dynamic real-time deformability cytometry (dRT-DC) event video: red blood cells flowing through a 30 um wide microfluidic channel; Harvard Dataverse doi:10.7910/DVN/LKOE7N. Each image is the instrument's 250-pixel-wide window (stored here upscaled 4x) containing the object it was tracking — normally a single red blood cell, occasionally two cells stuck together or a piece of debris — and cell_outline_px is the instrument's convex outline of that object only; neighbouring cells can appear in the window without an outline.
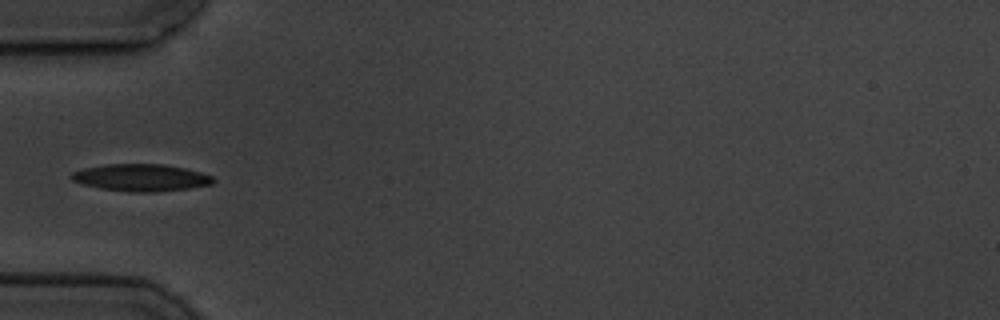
{"species": "common noctule bat (a hibernating species)", "species_latin": "Nyctalus noctula", "temperature_condition": "cold", "stored_images_in_passage": 4, "camera_frame_rate_fps": 3000, "um_per_image_px": 0.085, "animal": {"sex": "male", "body_mass_g": 19.5, "forearm_length_mm": 54.6}, "frame": {"image": 1, "passage_image": 4, "time_ms": 4.333, "image_size_px": [1000, 320], "cell_outline_px": [[216, 180], [212, 184], [192, 188], [156, 192], [132, 192], [100, 188], [84, 184], [72, 180], [68, 176], [72, 172], [84, 168], [108, 164], [164, 164], [184, 168], [200, 172], [212, 176]], "centroid_in_image_um": [12.0, 15.1], "position_along_channel_um": 73.0, "area_um2": 22.43}}